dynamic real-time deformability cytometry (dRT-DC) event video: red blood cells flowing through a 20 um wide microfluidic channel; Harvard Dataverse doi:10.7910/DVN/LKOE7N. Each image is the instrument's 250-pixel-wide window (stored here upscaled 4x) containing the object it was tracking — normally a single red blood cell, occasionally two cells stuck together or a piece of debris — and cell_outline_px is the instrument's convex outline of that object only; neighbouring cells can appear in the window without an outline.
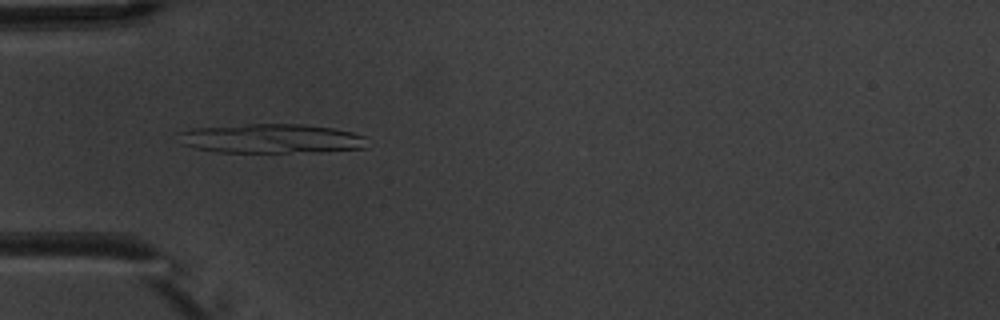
{"species": "common noctule bat (a hibernating species)", "species_latin": "Nyctalus noctula", "temperature_condition": "warm", "stored_images_in_passage": 3, "camera_frame_rate_fps": 3000, "um_per_image_px": 0.085, "animal": {"sex": "male", "body_mass_g": 20.1, "forearm_length_mm": 53.5}, "frame": {"image": 1, "passage_image": 1, "time_ms": 0.0, "image_size_px": [1000, 320], "cell_outline_px": [[364, 148], [288, 152], [216, 152], [196, 148], [180, 144], [176, 132], [192, 128], [248, 124], [300, 124], [332, 128], [352, 132], [364, 136]], "centroid_in_image_um": [22.91, 11.76], "position_along_channel_um": 62.1, "area_um2": 31.85}}